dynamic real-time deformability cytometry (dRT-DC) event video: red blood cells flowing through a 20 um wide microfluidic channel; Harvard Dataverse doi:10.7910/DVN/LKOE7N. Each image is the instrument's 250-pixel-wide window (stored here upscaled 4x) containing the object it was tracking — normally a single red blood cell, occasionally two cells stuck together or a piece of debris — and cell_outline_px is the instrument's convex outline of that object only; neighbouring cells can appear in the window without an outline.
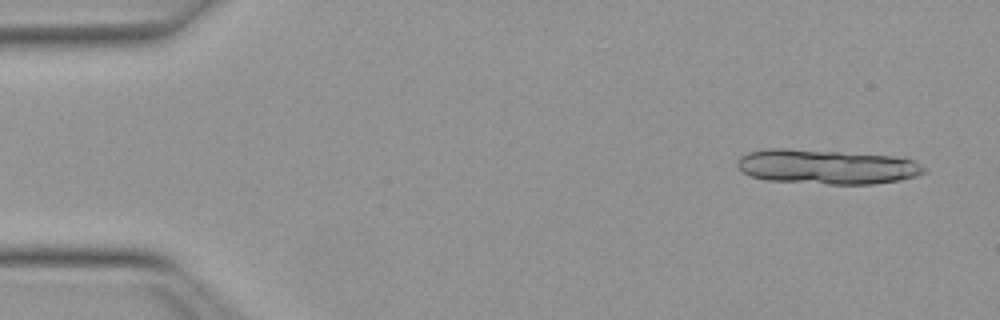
{"species": "Egyptian fruit bat (a non-hibernating species)", "species_latin": "Rousettus aegyptiacus", "temperature_condition": "warm", "stored_images_in_passage": 13, "camera_frame_rate_fps": 3000, "um_per_image_px": 0.085, "animal": {"sex": "female"}, "frame": {"image": 1, "passage_image": 3, "time_ms": 0.667, "image_size_px": [1000, 320], "cell_outline_px": [[928, 172], [916, 176], [900, 180], [872, 184], [828, 184], [768, 180], [752, 176], [744, 172], [736, 164], [736, 160], [740, 156], [748, 152], [768, 148], [784, 148], [904, 156], [916, 160], [928, 168]], "centroid_in_image_um": [70.37, 14.16], "position_along_channel_um": 14.6, "area_um2": 38.26}}